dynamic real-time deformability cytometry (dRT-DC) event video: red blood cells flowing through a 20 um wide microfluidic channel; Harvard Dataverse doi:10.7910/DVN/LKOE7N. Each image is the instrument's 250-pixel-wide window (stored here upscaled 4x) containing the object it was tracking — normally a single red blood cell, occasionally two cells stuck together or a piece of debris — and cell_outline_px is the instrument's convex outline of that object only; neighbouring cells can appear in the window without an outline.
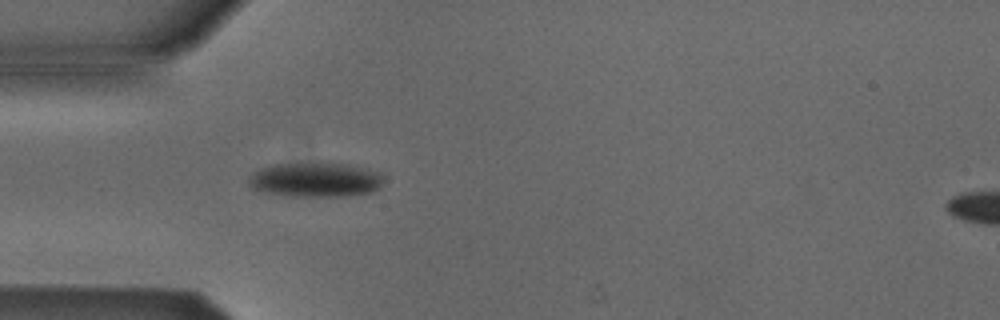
{"species": "Egyptian fruit bat (a non-hibernating species)", "species_latin": "Rousettus aegyptiacus", "temperature_condition": "cold", "stored_images_in_passage": 5, "segment_of_instrument_passage": [1, 2], "camera_frame_rate_fps": 3000, "um_per_image_px": 0.085, "animal": {"sex": "male"}, "frame": {"image": 1, "passage_image": 4, "time_ms": 3.667, "image_size_px": [1000, 320], "cell_outline_px": [[384, 180], [380, 188], [372, 192], [348, 196], [292, 196], [264, 192], [252, 188], [248, 184], [248, 176], [264, 168], [276, 164], [348, 164], [368, 168], [380, 172], [384, 176]], "centroid_in_image_um": [26.89, 15.3], "position_along_channel_um": 58.1, "area_um2": 26.99}}